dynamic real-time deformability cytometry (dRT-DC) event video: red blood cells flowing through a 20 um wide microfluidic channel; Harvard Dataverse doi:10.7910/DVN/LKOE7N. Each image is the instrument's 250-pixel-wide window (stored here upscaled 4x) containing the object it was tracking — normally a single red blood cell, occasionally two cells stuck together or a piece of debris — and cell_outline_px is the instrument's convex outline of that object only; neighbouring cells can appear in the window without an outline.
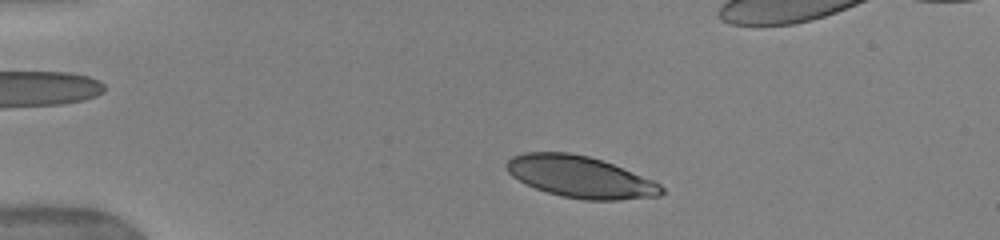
{"species": "human", "species_latin": "Homo sapiens", "temperature_condition": "warm", "stored_images_in_passage": 37, "camera_frame_rate_fps": 3000, "um_per_image_px": 0.085, "donor": {"sex": "female"}, "frame": {"image": 1, "passage_image": 3, "time_ms": 0.667, "image_size_px": [1000, 240], "cell_outline_px": [[664, 192], [660, 196], [620, 200], [584, 200], [564, 196], [548, 192], [536, 188], [512, 176], [508, 172], [504, 164], [512, 156], [524, 152], [568, 152], [588, 156], [612, 164], [652, 180], [660, 184], [664, 188]], "centroid_in_image_um": [49.32, 15.03], "position_along_channel_um": 35.7, "area_um2": 37.28}}
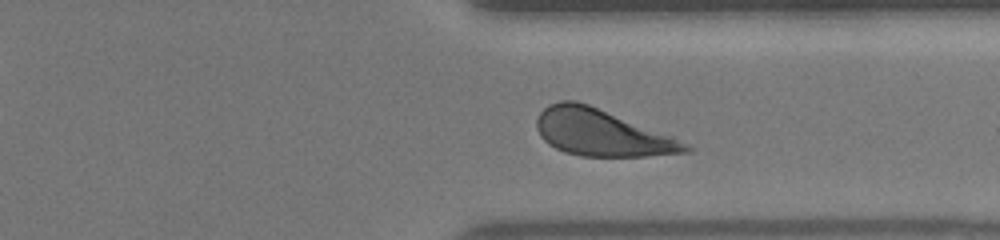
{"frame": {"image": 2, "passage_image": 32, "time_ms": 10.333, "image_size_px": [1000, 240], "cell_outline_px": [[692, 148], [688, 152], [648, 156], [580, 156], [564, 152], [548, 144], [540, 136], [536, 128], [536, 120], [540, 112], [548, 104], [560, 100], [576, 100], [588, 104], [672, 136], [688, 144]], "centroid_in_image_um": [51.09, 11.28], "position_along_channel_um": 360.3, "area_um2": 40.23}}
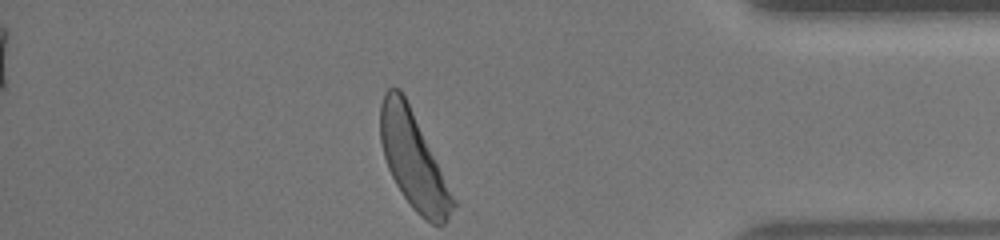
{"frame": {"image": 3, "passage_image": 37, "time_ms": 12.0, "image_size_px": [1000, 240], "cell_outline_px": [[456, 204], [448, 220], [444, 224], [432, 224], [420, 216], [412, 208], [396, 184], [388, 168], [384, 156], [380, 140], [380, 104], [384, 92], [388, 88], [400, 88], [456, 200]], "centroid_in_image_um": [35.12, 13.64], "position_along_channel_um": 400.1, "area_um2": 39.88}, "authors_computed_cell_mechanics": {"area_um2": 40.2866, "velocity_mm_per_s": 3.9225, "shape_relaxation_time_tau1_ms": 3.0188, "shape_relaxation_time_tau2_ms": null, "deformation_change_tau1": 0.1569, "deformation_change_tau2": null}}